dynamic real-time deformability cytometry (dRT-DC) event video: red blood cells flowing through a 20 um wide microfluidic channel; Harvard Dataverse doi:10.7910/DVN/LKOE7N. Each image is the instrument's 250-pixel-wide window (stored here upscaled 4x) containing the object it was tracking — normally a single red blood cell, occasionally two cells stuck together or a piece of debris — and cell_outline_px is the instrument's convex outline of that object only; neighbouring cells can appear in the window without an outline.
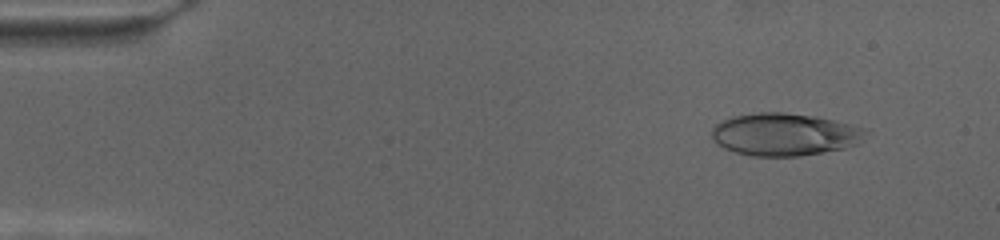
{"species": "human", "species_latin": "Homo sapiens", "temperature_condition": "cold", "stored_images_in_passage": 70, "camera_frame_rate_fps": 3000, "um_per_image_px": 0.085, "donor": {"sex": "female"}, "frame": {"image": 1, "passage_image": 8, "time_ms": 2.333, "image_size_px": [1000, 240], "cell_outline_px": [[864, 128], [856, 144], [844, 148], [800, 156], [752, 156], [736, 152], [724, 148], [716, 144], [712, 140], [712, 128], [716, 124], [724, 120], [736, 116], [760, 112], [784, 112], [816, 116]], "centroid_in_image_um": [66.6, 11.43], "position_along_channel_um": 18.4, "area_um2": 37.51}}
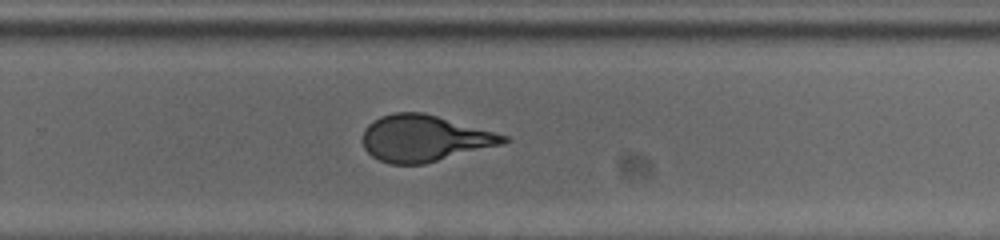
{"frame": {"image": 2, "passage_image": 47, "time_ms": 15.333, "image_size_px": [1000, 240], "cell_outline_px": [[512, 140], [504, 144], [424, 164], [388, 164], [372, 156], [364, 148], [364, 128], [368, 124], [380, 116], [396, 112], [424, 112], [508, 136]], "centroid_in_image_um": [36.08, 11.76], "position_along_channel_um": 293.7, "area_um2": 38.03}}
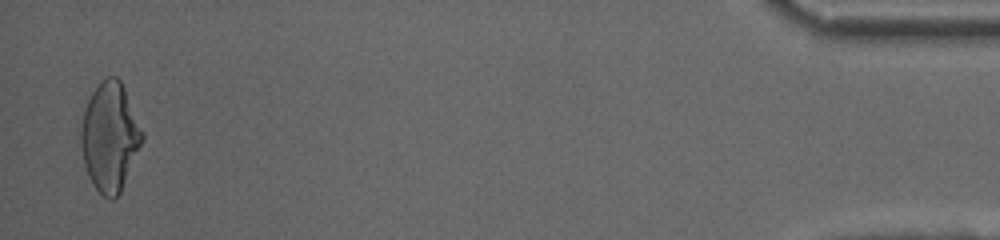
{"frame": {"image": 3, "passage_image": 69, "time_ms": 22.667, "image_size_px": [1000, 240], "cell_outline_px": [[144, 140], [120, 192], [112, 200], [108, 200], [92, 184], [88, 176], [84, 164], [80, 140], [80, 132], [84, 112], [88, 100], [96, 84], [104, 76], [116, 76], [120, 80], [124, 88], [144, 132]], "centroid_in_image_um": [9.34, 11.61], "position_along_channel_um": 425.9, "area_um2": 38.9}}